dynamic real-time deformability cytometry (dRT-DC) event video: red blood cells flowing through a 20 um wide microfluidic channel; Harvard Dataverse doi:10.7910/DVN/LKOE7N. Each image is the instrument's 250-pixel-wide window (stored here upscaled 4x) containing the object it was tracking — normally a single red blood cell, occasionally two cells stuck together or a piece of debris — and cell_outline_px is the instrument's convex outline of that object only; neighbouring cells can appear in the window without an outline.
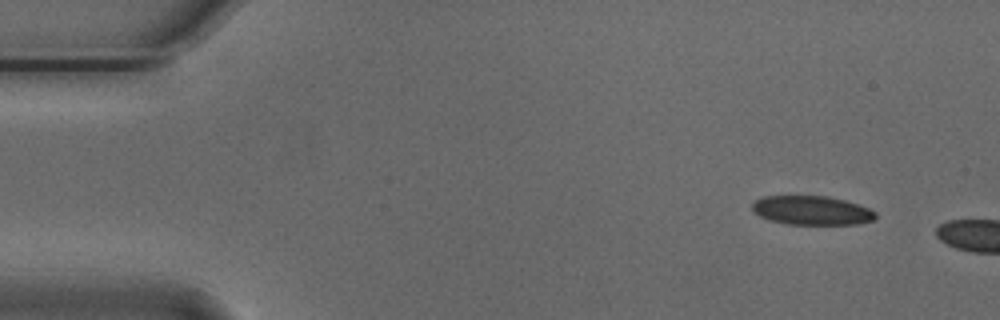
{"species": "Egyptian fruit bat (a non-hibernating species)", "species_latin": "Rousettus aegyptiacus", "temperature_condition": "cold", "stored_images_in_passage": 9, "camera_frame_rate_fps": 3000, "um_per_image_px": 0.085, "animal": {"sex": "male"}, "frame": {"image": 1, "passage_image": 1, "time_ms": 0.0, "image_size_px": [1000, 320], "cell_outline_px": [[876, 216], [872, 220], [856, 224], [788, 224], [768, 220], [752, 212], [752, 200], [764, 196], [824, 196], [844, 200], [868, 208], [876, 212]], "centroid_in_image_um": [68.92, 17.88], "position_along_channel_um": 16.1, "area_um2": 20.81}}